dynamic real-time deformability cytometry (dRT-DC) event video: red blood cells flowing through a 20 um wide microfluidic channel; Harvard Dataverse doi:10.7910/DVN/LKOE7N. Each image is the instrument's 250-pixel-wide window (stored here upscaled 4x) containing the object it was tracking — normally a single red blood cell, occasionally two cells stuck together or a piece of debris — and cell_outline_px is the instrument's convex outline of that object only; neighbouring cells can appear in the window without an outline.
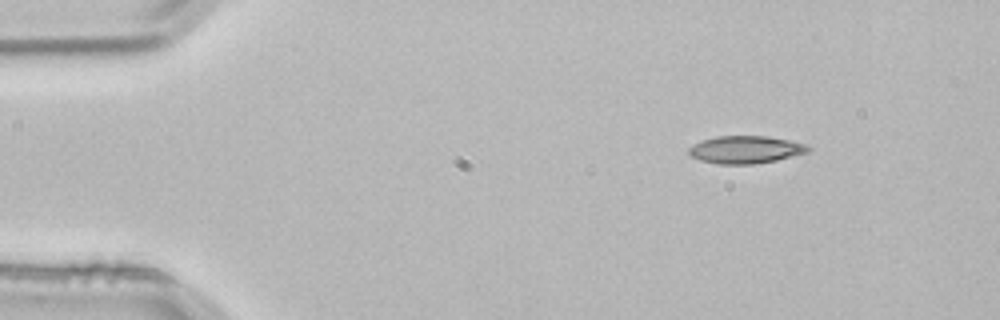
{"species": "common noctule bat (a hibernating species)", "species_latin": "Nyctalus noctula", "temperature_condition": "room temperature", "stored_images_in_passage": 3, "segment_of_instrument_passage": [1, 2], "camera_frame_rate_fps": 3000, "um_per_image_px": 0.085, "animal": {"sex": "male", "body_mass_g": 21.5, "forearm_length_mm": 52.0}, "frame": {"image": 1, "passage_image": 1, "time_ms": 0.0, "image_size_px": [1000, 320], "cell_outline_px": [[812, 152], [776, 160], [752, 164], [716, 164], [700, 160], [692, 156], [688, 152], [688, 148], [692, 144], [716, 136], [768, 136], [788, 140], [804, 144], [812, 148]], "centroid_in_image_um": [63.39, 12.72], "position_along_channel_um": 21.6, "area_um2": 19.25}}
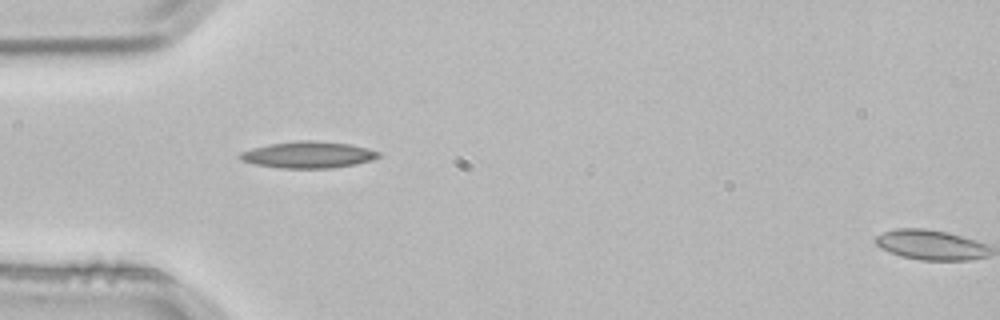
{"frame": {"image": 2, "passage_image": 2, "time_ms": 0.333, "image_size_px": [1000, 320], "cell_outline_px": [[380, 156], [372, 160], [356, 164], [332, 168], [280, 168], [256, 164], [240, 160], [236, 156], [240, 152], [252, 148], [268, 144], [296, 140], [312, 140], [348, 144], [368, 148], [380, 152]], "centroid_in_image_um": [26.17, 13.15], "position_along_channel_um": 58.8, "area_um2": 21.56}}